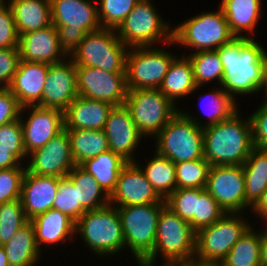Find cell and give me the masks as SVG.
<instances>
[{
    "mask_svg": "<svg viewBox=\"0 0 267 266\" xmlns=\"http://www.w3.org/2000/svg\"><path fill=\"white\" fill-rule=\"evenodd\" d=\"M174 266H220L219 264H211V263H200L197 261H190L182 264H177Z\"/></svg>",
    "mask_w": 267,
    "mask_h": 266,
    "instance_id": "cell-53",
    "label": "cell"
},
{
    "mask_svg": "<svg viewBox=\"0 0 267 266\" xmlns=\"http://www.w3.org/2000/svg\"><path fill=\"white\" fill-rule=\"evenodd\" d=\"M176 57L156 46L129 48L126 58L127 90L158 89Z\"/></svg>",
    "mask_w": 267,
    "mask_h": 266,
    "instance_id": "cell-13",
    "label": "cell"
},
{
    "mask_svg": "<svg viewBox=\"0 0 267 266\" xmlns=\"http://www.w3.org/2000/svg\"><path fill=\"white\" fill-rule=\"evenodd\" d=\"M264 94H265V99H267V62H266V86H265V89H264Z\"/></svg>",
    "mask_w": 267,
    "mask_h": 266,
    "instance_id": "cell-55",
    "label": "cell"
},
{
    "mask_svg": "<svg viewBox=\"0 0 267 266\" xmlns=\"http://www.w3.org/2000/svg\"><path fill=\"white\" fill-rule=\"evenodd\" d=\"M78 96L73 60L67 57L61 62L49 64L42 100L37 106L64 111Z\"/></svg>",
    "mask_w": 267,
    "mask_h": 266,
    "instance_id": "cell-19",
    "label": "cell"
},
{
    "mask_svg": "<svg viewBox=\"0 0 267 266\" xmlns=\"http://www.w3.org/2000/svg\"><path fill=\"white\" fill-rule=\"evenodd\" d=\"M77 189L78 201L87 210H97L110 204V196L100 187L96 179L79 165H75L66 176Z\"/></svg>",
    "mask_w": 267,
    "mask_h": 266,
    "instance_id": "cell-33",
    "label": "cell"
},
{
    "mask_svg": "<svg viewBox=\"0 0 267 266\" xmlns=\"http://www.w3.org/2000/svg\"><path fill=\"white\" fill-rule=\"evenodd\" d=\"M48 68L47 63L19 61L8 89L21 107L37 106L41 102Z\"/></svg>",
    "mask_w": 267,
    "mask_h": 266,
    "instance_id": "cell-22",
    "label": "cell"
},
{
    "mask_svg": "<svg viewBox=\"0 0 267 266\" xmlns=\"http://www.w3.org/2000/svg\"><path fill=\"white\" fill-rule=\"evenodd\" d=\"M18 50L20 60L28 62L53 64L67 58L60 48L58 31L53 24L20 35Z\"/></svg>",
    "mask_w": 267,
    "mask_h": 266,
    "instance_id": "cell-21",
    "label": "cell"
},
{
    "mask_svg": "<svg viewBox=\"0 0 267 266\" xmlns=\"http://www.w3.org/2000/svg\"><path fill=\"white\" fill-rule=\"evenodd\" d=\"M240 113L203 128L204 158L211 166L242 165L255 148L250 118Z\"/></svg>",
    "mask_w": 267,
    "mask_h": 266,
    "instance_id": "cell-2",
    "label": "cell"
},
{
    "mask_svg": "<svg viewBox=\"0 0 267 266\" xmlns=\"http://www.w3.org/2000/svg\"><path fill=\"white\" fill-rule=\"evenodd\" d=\"M0 148L11 149V153L21 163L27 162L20 118L0 126Z\"/></svg>",
    "mask_w": 267,
    "mask_h": 266,
    "instance_id": "cell-44",
    "label": "cell"
},
{
    "mask_svg": "<svg viewBox=\"0 0 267 266\" xmlns=\"http://www.w3.org/2000/svg\"><path fill=\"white\" fill-rule=\"evenodd\" d=\"M158 8L150 0H140L115 30L118 38L129 48L173 44L172 24L163 21Z\"/></svg>",
    "mask_w": 267,
    "mask_h": 266,
    "instance_id": "cell-8",
    "label": "cell"
},
{
    "mask_svg": "<svg viewBox=\"0 0 267 266\" xmlns=\"http://www.w3.org/2000/svg\"><path fill=\"white\" fill-rule=\"evenodd\" d=\"M7 0H0V6L4 4Z\"/></svg>",
    "mask_w": 267,
    "mask_h": 266,
    "instance_id": "cell-56",
    "label": "cell"
},
{
    "mask_svg": "<svg viewBox=\"0 0 267 266\" xmlns=\"http://www.w3.org/2000/svg\"><path fill=\"white\" fill-rule=\"evenodd\" d=\"M210 167L204 157L176 163V189L205 188Z\"/></svg>",
    "mask_w": 267,
    "mask_h": 266,
    "instance_id": "cell-38",
    "label": "cell"
},
{
    "mask_svg": "<svg viewBox=\"0 0 267 266\" xmlns=\"http://www.w3.org/2000/svg\"><path fill=\"white\" fill-rule=\"evenodd\" d=\"M26 167L0 169V204L20 199Z\"/></svg>",
    "mask_w": 267,
    "mask_h": 266,
    "instance_id": "cell-45",
    "label": "cell"
},
{
    "mask_svg": "<svg viewBox=\"0 0 267 266\" xmlns=\"http://www.w3.org/2000/svg\"><path fill=\"white\" fill-rule=\"evenodd\" d=\"M166 204L117 207L125 240V249L137 263H142L155 246L156 229L161 209Z\"/></svg>",
    "mask_w": 267,
    "mask_h": 266,
    "instance_id": "cell-11",
    "label": "cell"
},
{
    "mask_svg": "<svg viewBox=\"0 0 267 266\" xmlns=\"http://www.w3.org/2000/svg\"><path fill=\"white\" fill-rule=\"evenodd\" d=\"M205 189L225 213L245 210V176L242 165L211 166Z\"/></svg>",
    "mask_w": 267,
    "mask_h": 266,
    "instance_id": "cell-15",
    "label": "cell"
},
{
    "mask_svg": "<svg viewBox=\"0 0 267 266\" xmlns=\"http://www.w3.org/2000/svg\"><path fill=\"white\" fill-rule=\"evenodd\" d=\"M58 186L59 178L39 176L26 170L22 181L20 201L29 220L38 214L53 209Z\"/></svg>",
    "mask_w": 267,
    "mask_h": 266,
    "instance_id": "cell-23",
    "label": "cell"
},
{
    "mask_svg": "<svg viewBox=\"0 0 267 266\" xmlns=\"http://www.w3.org/2000/svg\"><path fill=\"white\" fill-rule=\"evenodd\" d=\"M18 40L12 9L5 2L0 6V48H18Z\"/></svg>",
    "mask_w": 267,
    "mask_h": 266,
    "instance_id": "cell-46",
    "label": "cell"
},
{
    "mask_svg": "<svg viewBox=\"0 0 267 266\" xmlns=\"http://www.w3.org/2000/svg\"><path fill=\"white\" fill-rule=\"evenodd\" d=\"M199 188L176 189L166 199V206L181 219L190 223L194 231V214H196Z\"/></svg>",
    "mask_w": 267,
    "mask_h": 266,
    "instance_id": "cell-41",
    "label": "cell"
},
{
    "mask_svg": "<svg viewBox=\"0 0 267 266\" xmlns=\"http://www.w3.org/2000/svg\"><path fill=\"white\" fill-rule=\"evenodd\" d=\"M102 28L116 30L140 0H96Z\"/></svg>",
    "mask_w": 267,
    "mask_h": 266,
    "instance_id": "cell-40",
    "label": "cell"
},
{
    "mask_svg": "<svg viewBox=\"0 0 267 266\" xmlns=\"http://www.w3.org/2000/svg\"><path fill=\"white\" fill-rule=\"evenodd\" d=\"M20 61L18 48H0V89H8Z\"/></svg>",
    "mask_w": 267,
    "mask_h": 266,
    "instance_id": "cell-48",
    "label": "cell"
},
{
    "mask_svg": "<svg viewBox=\"0 0 267 266\" xmlns=\"http://www.w3.org/2000/svg\"><path fill=\"white\" fill-rule=\"evenodd\" d=\"M0 266H9L6 252L2 246H0Z\"/></svg>",
    "mask_w": 267,
    "mask_h": 266,
    "instance_id": "cell-54",
    "label": "cell"
},
{
    "mask_svg": "<svg viewBox=\"0 0 267 266\" xmlns=\"http://www.w3.org/2000/svg\"><path fill=\"white\" fill-rule=\"evenodd\" d=\"M51 22L57 28L60 48L67 57L76 50L87 33L102 27L96 0H50Z\"/></svg>",
    "mask_w": 267,
    "mask_h": 266,
    "instance_id": "cell-4",
    "label": "cell"
},
{
    "mask_svg": "<svg viewBox=\"0 0 267 266\" xmlns=\"http://www.w3.org/2000/svg\"><path fill=\"white\" fill-rule=\"evenodd\" d=\"M103 131L113 153L119 154L128 162L136 161L135 153L144 136L139 132L125 105L113 107Z\"/></svg>",
    "mask_w": 267,
    "mask_h": 266,
    "instance_id": "cell-20",
    "label": "cell"
},
{
    "mask_svg": "<svg viewBox=\"0 0 267 266\" xmlns=\"http://www.w3.org/2000/svg\"><path fill=\"white\" fill-rule=\"evenodd\" d=\"M21 108L9 89H0V126L19 119Z\"/></svg>",
    "mask_w": 267,
    "mask_h": 266,
    "instance_id": "cell-49",
    "label": "cell"
},
{
    "mask_svg": "<svg viewBox=\"0 0 267 266\" xmlns=\"http://www.w3.org/2000/svg\"><path fill=\"white\" fill-rule=\"evenodd\" d=\"M200 88L195 83L189 58L185 56V53H182L181 56L176 57L172 61L158 89L176 106L178 104V98L184 99Z\"/></svg>",
    "mask_w": 267,
    "mask_h": 266,
    "instance_id": "cell-27",
    "label": "cell"
},
{
    "mask_svg": "<svg viewBox=\"0 0 267 266\" xmlns=\"http://www.w3.org/2000/svg\"><path fill=\"white\" fill-rule=\"evenodd\" d=\"M113 105L78 96L64 111V129L103 130Z\"/></svg>",
    "mask_w": 267,
    "mask_h": 266,
    "instance_id": "cell-24",
    "label": "cell"
},
{
    "mask_svg": "<svg viewBox=\"0 0 267 266\" xmlns=\"http://www.w3.org/2000/svg\"><path fill=\"white\" fill-rule=\"evenodd\" d=\"M195 242L196 233L192 230L190 223L181 219L165 205L158 218L153 252L142 264L147 266H174L193 261ZM158 256L161 257L160 265L156 262Z\"/></svg>",
    "mask_w": 267,
    "mask_h": 266,
    "instance_id": "cell-3",
    "label": "cell"
},
{
    "mask_svg": "<svg viewBox=\"0 0 267 266\" xmlns=\"http://www.w3.org/2000/svg\"><path fill=\"white\" fill-rule=\"evenodd\" d=\"M242 168L245 176V209L250 210L267 189V150L255 147Z\"/></svg>",
    "mask_w": 267,
    "mask_h": 266,
    "instance_id": "cell-31",
    "label": "cell"
},
{
    "mask_svg": "<svg viewBox=\"0 0 267 266\" xmlns=\"http://www.w3.org/2000/svg\"><path fill=\"white\" fill-rule=\"evenodd\" d=\"M225 211L205 188H199V199L197 200L196 214H194V232L210 226L219 220Z\"/></svg>",
    "mask_w": 267,
    "mask_h": 266,
    "instance_id": "cell-43",
    "label": "cell"
},
{
    "mask_svg": "<svg viewBox=\"0 0 267 266\" xmlns=\"http://www.w3.org/2000/svg\"><path fill=\"white\" fill-rule=\"evenodd\" d=\"M166 204L148 182L141 168L135 162H128L118 176L116 187L110 195V205Z\"/></svg>",
    "mask_w": 267,
    "mask_h": 266,
    "instance_id": "cell-18",
    "label": "cell"
},
{
    "mask_svg": "<svg viewBox=\"0 0 267 266\" xmlns=\"http://www.w3.org/2000/svg\"><path fill=\"white\" fill-rule=\"evenodd\" d=\"M127 163L128 161L122 156L109 150L85 160L79 166L91 174L100 187L110 196L116 187L119 173Z\"/></svg>",
    "mask_w": 267,
    "mask_h": 266,
    "instance_id": "cell-32",
    "label": "cell"
},
{
    "mask_svg": "<svg viewBox=\"0 0 267 266\" xmlns=\"http://www.w3.org/2000/svg\"><path fill=\"white\" fill-rule=\"evenodd\" d=\"M12 153L11 149L0 148V169L26 167Z\"/></svg>",
    "mask_w": 267,
    "mask_h": 266,
    "instance_id": "cell-50",
    "label": "cell"
},
{
    "mask_svg": "<svg viewBox=\"0 0 267 266\" xmlns=\"http://www.w3.org/2000/svg\"><path fill=\"white\" fill-rule=\"evenodd\" d=\"M260 262L261 266H267V230L264 228L262 229Z\"/></svg>",
    "mask_w": 267,
    "mask_h": 266,
    "instance_id": "cell-52",
    "label": "cell"
},
{
    "mask_svg": "<svg viewBox=\"0 0 267 266\" xmlns=\"http://www.w3.org/2000/svg\"><path fill=\"white\" fill-rule=\"evenodd\" d=\"M2 247L6 252L9 266H37L36 263L43 257L36 244L34 226L30 221Z\"/></svg>",
    "mask_w": 267,
    "mask_h": 266,
    "instance_id": "cell-30",
    "label": "cell"
},
{
    "mask_svg": "<svg viewBox=\"0 0 267 266\" xmlns=\"http://www.w3.org/2000/svg\"><path fill=\"white\" fill-rule=\"evenodd\" d=\"M262 230L250 226L233 245L230 252L219 264L220 266H261Z\"/></svg>",
    "mask_w": 267,
    "mask_h": 266,
    "instance_id": "cell-36",
    "label": "cell"
},
{
    "mask_svg": "<svg viewBox=\"0 0 267 266\" xmlns=\"http://www.w3.org/2000/svg\"><path fill=\"white\" fill-rule=\"evenodd\" d=\"M53 209L65 213L75 222L87 211L78 201L77 189L67 177L59 178Z\"/></svg>",
    "mask_w": 267,
    "mask_h": 266,
    "instance_id": "cell-42",
    "label": "cell"
},
{
    "mask_svg": "<svg viewBox=\"0 0 267 266\" xmlns=\"http://www.w3.org/2000/svg\"><path fill=\"white\" fill-rule=\"evenodd\" d=\"M135 163L141 168L148 182L163 200L176 190L175 164L168 158L153 151V156L146 162L144 168L137 160Z\"/></svg>",
    "mask_w": 267,
    "mask_h": 266,
    "instance_id": "cell-35",
    "label": "cell"
},
{
    "mask_svg": "<svg viewBox=\"0 0 267 266\" xmlns=\"http://www.w3.org/2000/svg\"><path fill=\"white\" fill-rule=\"evenodd\" d=\"M243 213H226L196 233L194 261L220 264L233 245L252 225Z\"/></svg>",
    "mask_w": 267,
    "mask_h": 266,
    "instance_id": "cell-10",
    "label": "cell"
},
{
    "mask_svg": "<svg viewBox=\"0 0 267 266\" xmlns=\"http://www.w3.org/2000/svg\"><path fill=\"white\" fill-rule=\"evenodd\" d=\"M261 0H221L219 6L223 10L229 28L235 37L255 35L256 26L261 17ZM247 32L248 36L243 35Z\"/></svg>",
    "mask_w": 267,
    "mask_h": 266,
    "instance_id": "cell-26",
    "label": "cell"
},
{
    "mask_svg": "<svg viewBox=\"0 0 267 266\" xmlns=\"http://www.w3.org/2000/svg\"><path fill=\"white\" fill-rule=\"evenodd\" d=\"M216 51L224 69L221 87L230 96L237 100L265 89L267 51L257 40L234 37Z\"/></svg>",
    "mask_w": 267,
    "mask_h": 266,
    "instance_id": "cell-1",
    "label": "cell"
},
{
    "mask_svg": "<svg viewBox=\"0 0 267 266\" xmlns=\"http://www.w3.org/2000/svg\"><path fill=\"white\" fill-rule=\"evenodd\" d=\"M254 146L267 150V99H264L256 111L249 115Z\"/></svg>",
    "mask_w": 267,
    "mask_h": 266,
    "instance_id": "cell-47",
    "label": "cell"
},
{
    "mask_svg": "<svg viewBox=\"0 0 267 266\" xmlns=\"http://www.w3.org/2000/svg\"><path fill=\"white\" fill-rule=\"evenodd\" d=\"M189 58L195 83L202 87L204 84L211 83L214 80L221 86L224 76V69L217 51H200L187 54Z\"/></svg>",
    "mask_w": 267,
    "mask_h": 266,
    "instance_id": "cell-37",
    "label": "cell"
},
{
    "mask_svg": "<svg viewBox=\"0 0 267 266\" xmlns=\"http://www.w3.org/2000/svg\"><path fill=\"white\" fill-rule=\"evenodd\" d=\"M25 111H28L30 115L27 113L23 115ZM23 116L27 119L25 117L23 118ZM20 121L27 156L31 152L42 148L53 137L64 130L63 111L55 108H44L40 106L22 107Z\"/></svg>",
    "mask_w": 267,
    "mask_h": 266,
    "instance_id": "cell-16",
    "label": "cell"
},
{
    "mask_svg": "<svg viewBox=\"0 0 267 266\" xmlns=\"http://www.w3.org/2000/svg\"><path fill=\"white\" fill-rule=\"evenodd\" d=\"M154 138L155 151L174 164L204 157L203 128L180 111Z\"/></svg>",
    "mask_w": 267,
    "mask_h": 266,
    "instance_id": "cell-9",
    "label": "cell"
},
{
    "mask_svg": "<svg viewBox=\"0 0 267 266\" xmlns=\"http://www.w3.org/2000/svg\"><path fill=\"white\" fill-rule=\"evenodd\" d=\"M76 235H81L83 244L101 258L121 253L125 248L117 207L110 204L97 210L86 211L76 221Z\"/></svg>",
    "mask_w": 267,
    "mask_h": 266,
    "instance_id": "cell-5",
    "label": "cell"
},
{
    "mask_svg": "<svg viewBox=\"0 0 267 266\" xmlns=\"http://www.w3.org/2000/svg\"><path fill=\"white\" fill-rule=\"evenodd\" d=\"M200 98L202 103L200 107H204L201 108L202 112L204 111V114H206L209 119L207 122L201 123L199 118H196L195 115H191L190 112L187 113L181 109H179V111L201 128L215 125L220 121L227 120L231 118L236 112L240 111L237 107L239 106V102L232 96H230L227 92H225L221 86L217 87L216 89L212 88V90L208 91L205 95L200 94Z\"/></svg>",
    "mask_w": 267,
    "mask_h": 266,
    "instance_id": "cell-29",
    "label": "cell"
},
{
    "mask_svg": "<svg viewBox=\"0 0 267 266\" xmlns=\"http://www.w3.org/2000/svg\"><path fill=\"white\" fill-rule=\"evenodd\" d=\"M18 35L46 28L51 22L50 0H8Z\"/></svg>",
    "mask_w": 267,
    "mask_h": 266,
    "instance_id": "cell-28",
    "label": "cell"
},
{
    "mask_svg": "<svg viewBox=\"0 0 267 266\" xmlns=\"http://www.w3.org/2000/svg\"><path fill=\"white\" fill-rule=\"evenodd\" d=\"M75 165L109 151L108 139L103 130H67Z\"/></svg>",
    "mask_w": 267,
    "mask_h": 266,
    "instance_id": "cell-34",
    "label": "cell"
},
{
    "mask_svg": "<svg viewBox=\"0 0 267 266\" xmlns=\"http://www.w3.org/2000/svg\"><path fill=\"white\" fill-rule=\"evenodd\" d=\"M129 47L114 29L101 28L86 34L70 56L76 66L100 68L109 73H126Z\"/></svg>",
    "mask_w": 267,
    "mask_h": 266,
    "instance_id": "cell-7",
    "label": "cell"
},
{
    "mask_svg": "<svg viewBox=\"0 0 267 266\" xmlns=\"http://www.w3.org/2000/svg\"><path fill=\"white\" fill-rule=\"evenodd\" d=\"M124 105L144 138L155 137L180 109L159 89L129 90Z\"/></svg>",
    "mask_w": 267,
    "mask_h": 266,
    "instance_id": "cell-12",
    "label": "cell"
},
{
    "mask_svg": "<svg viewBox=\"0 0 267 266\" xmlns=\"http://www.w3.org/2000/svg\"><path fill=\"white\" fill-rule=\"evenodd\" d=\"M79 96L123 106L127 97L126 73H109L100 68L76 66Z\"/></svg>",
    "mask_w": 267,
    "mask_h": 266,
    "instance_id": "cell-14",
    "label": "cell"
},
{
    "mask_svg": "<svg viewBox=\"0 0 267 266\" xmlns=\"http://www.w3.org/2000/svg\"><path fill=\"white\" fill-rule=\"evenodd\" d=\"M29 221L20 199L0 204V246L8 243Z\"/></svg>",
    "mask_w": 267,
    "mask_h": 266,
    "instance_id": "cell-39",
    "label": "cell"
},
{
    "mask_svg": "<svg viewBox=\"0 0 267 266\" xmlns=\"http://www.w3.org/2000/svg\"><path fill=\"white\" fill-rule=\"evenodd\" d=\"M138 265H139V266H147V265H144V264H142V263H138Z\"/></svg>",
    "mask_w": 267,
    "mask_h": 266,
    "instance_id": "cell-57",
    "label": "cell"
},
{
    "mask_svg": "<svg viewBox=\"0 0 267 266\" xmlns=\"http://www.w3.org/2000/svg\"><path fill=\"white\" fill-rule=\"evenodd\" d=\"M30 222L34 226L36 244L41 252L43 246L63 244L65 240L71 241L76 237V222L59 210L49 209L33 217Z\"/></svg>",
    "mask_w": 267,
    "mask_h": 266,
    "instance_id": "cell-25",
    "label": "cell"
},
{
    "mask_svg": "<svg viewBox=\"0 0 267 266\" xmlns=\"http://www.w3.org/2000/svg\"><path fill=\"white\" fill-rule=\"evenodd\" d=\"M251 213L259 219L267 221V189L261 194L260 198L250 208Z\"/></svg>",
    "mask_w": 267,
    "mask_h": 266,
    "instance_id": "cell-51",
    "label": "cell"
},
{
    "mask_svg": "<svg viewBox=\"0 0 267 266\" xmlns=\"http://www.w3.org/2000/svg\"><path fill=\"white\" fill-rule=\"evenodd\" d=\"M234 37L220 6L217 11L195 14L172 28L173 44L194 50L191 53L215 51Z\"/></svg>",
    "mask_w": 267,
    "mask_h": 266,
    "instance_id": "cell-6",
    "label": "cell"
},
{
    "mask_svg": "<svg viewBox=\"0 0 267 266\" xmlns=\"http://www.w3.org/2000/svg\"><path fill=\"white\" fill-rule=\"evenodd\" d=\"M27 159L26 170L31 174L66 177L75 166L67 130L64 129L42 148L31 152Z\"/></svg>",
    "mask_w": 267,
    "mask_h": 266,
    "instance_id": "cell-17",
    "label": "cell"
}]
</instances>
